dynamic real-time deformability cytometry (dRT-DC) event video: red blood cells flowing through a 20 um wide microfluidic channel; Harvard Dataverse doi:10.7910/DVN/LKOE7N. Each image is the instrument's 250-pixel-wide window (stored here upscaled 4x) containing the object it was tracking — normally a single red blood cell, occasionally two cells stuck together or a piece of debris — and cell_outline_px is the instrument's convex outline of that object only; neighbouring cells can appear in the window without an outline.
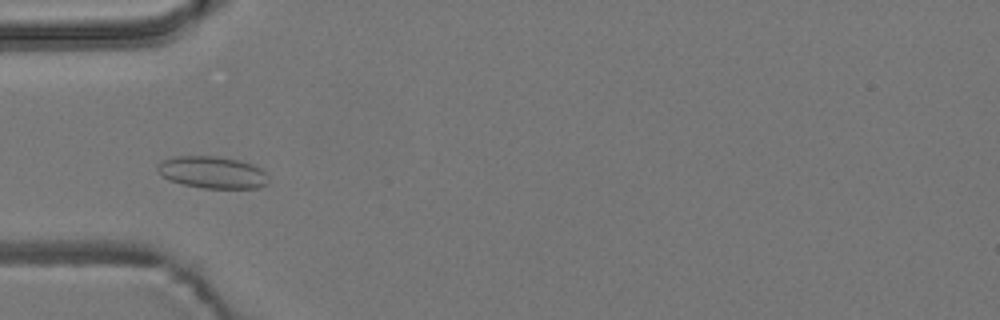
{"species": "common noctule bat (a hibernating species)", "species_latin": "Nyctalus noctula", "temperature_condition": "room temperature", "stored_images_in_passage": 10, "camera_frame_rate_fps": 3000, "um_per_image_px": 0.085, "animal": {"sex": "male", "body_mass_g": 19.2, "forearm_length_mm": 51.8}, "frame": {"image": 1, "passage_image": 4, "time_ms": 3.667, "image_size_px": [1000, 320], "cell_outline_px": [[268, 184], [260, 188], [204, 188], [184, 184], [168, 180], [160, 176], [156, 168], [156, 164], [160, 160], [176, 156], [216, 156], [240, 160], [252, 164], [260, 168], [268, 176]], "centroid_in_image_um": [18.02, 14.64], "position_along_channel_um": 67.0, "area_um2": 20.98}}
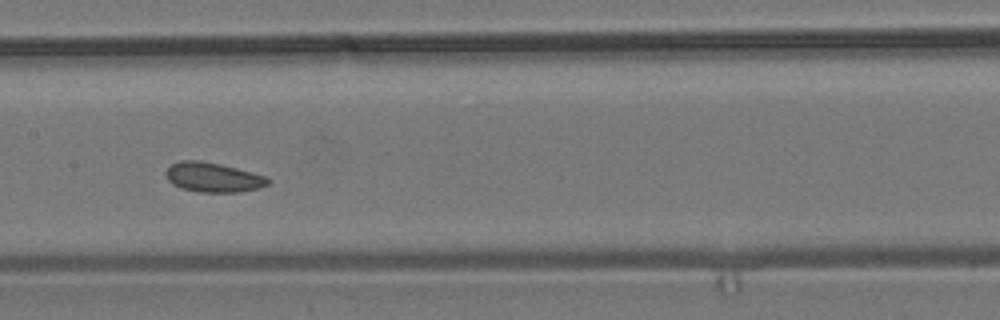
{"frame": {"image": 2, "passage_image": 7, "time_ms": 7.0, "image_size_px": [1000, 320], "cell_outline_px": [[272, 180], [268, 184], [260, 188], [236, 192], [200, 192], [180, 188], [172, 184], [168, 180], [164, 172], [172, 164], [180, 160], [200, 160], [220, 164], [268, 176]], "centroid_in_image_um": [18.12, 15.07], "position_along_channel_um": 189.3, "area_um2": 17.74}}
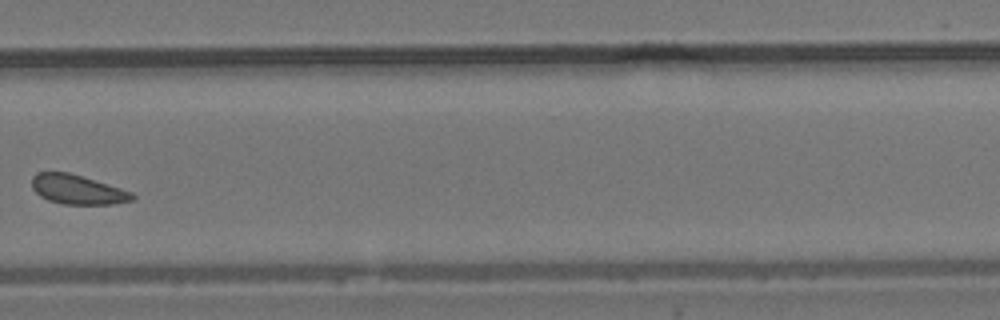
{"frame": {"image": 3, "passage_image": 10, "time_ms": 10.667, "image_size_px": [1000, 320], "cell_outline_px": [[136, 196], [132, 200], [112, 204], [64, 204], [48, 200], [40, 196], [32, 188], [32, 176], [36, 172], [68, 172], [120, 188], [132, 192]], "centroid_in_image_um": [6.56, 16.11], "position_along_channel_um": 323.2, "area_um2": 17.05}}